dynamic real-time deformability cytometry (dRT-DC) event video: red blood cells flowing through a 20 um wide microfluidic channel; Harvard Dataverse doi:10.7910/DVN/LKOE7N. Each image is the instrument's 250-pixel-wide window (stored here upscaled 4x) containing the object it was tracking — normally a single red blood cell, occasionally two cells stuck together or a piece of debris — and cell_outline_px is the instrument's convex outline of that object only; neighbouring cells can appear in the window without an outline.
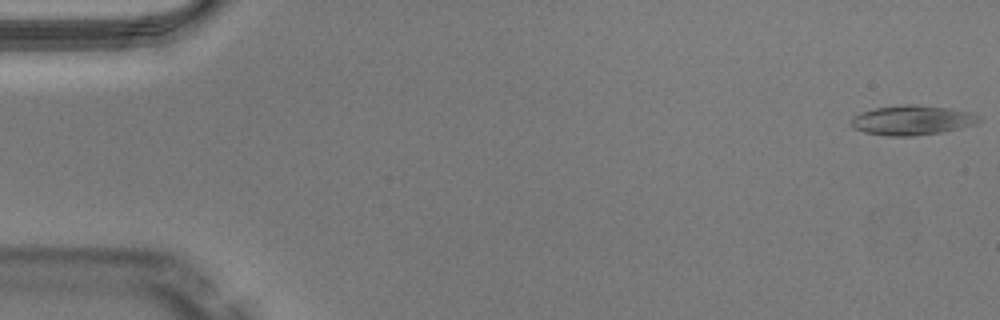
{"species": "Egyptian fruit bat (a non-hibernating species)", "species_latin": "Rousettus aegyptiacus", "temperature_condition": "warm", "stored_images_in_passage": 49, "camera_frame_rate_fps": 3000, "um_per_image_px": 0.085, "animal": {"sex": "male"}, "frame": {"image": 1, "passage_image": 1, "time_ms": 0.0, "image_size_px": [1000, 320], "cell_outline_px": [[984, 120], [976, 124], [960, 128], [940, 132], [916, 136], [888, 136], [864, 132], [852, 128], [852, 116], [860, 112], [876, 108], [904, 104], [916, 104], [948, 108], [972, 112], [980, 116]], "centroid_in_image_um": [77.56, 10.21], "position_along_channel_um": 7.4, "area_um2": 22.31}}
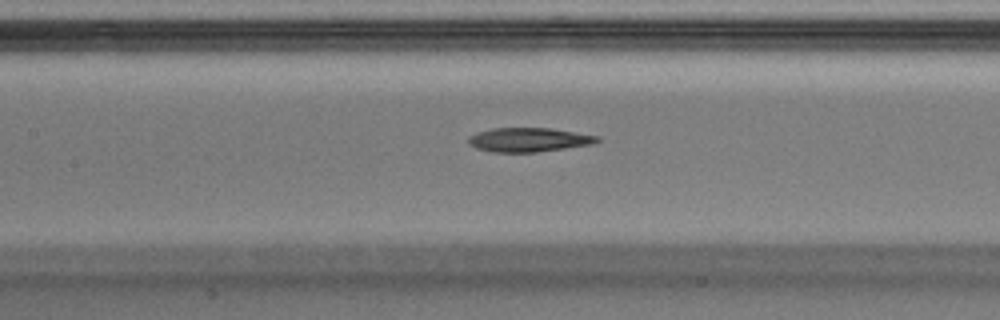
{"frame": {"image": 2, "passage_image": 23, "time_ms": 7.333, "image_size_px": [1000, 320], "cell_outline_px": [[600, 140], [592, 144], [536, 152], [492, 152], [476, 148], [468, 144], [468, 136], [492, 128], [548, 128], [600, 136]], "centroid_in_image_um": [44.92, 11.88], "position_along_channel_um": 162.5, "area_um2": 17.92}}
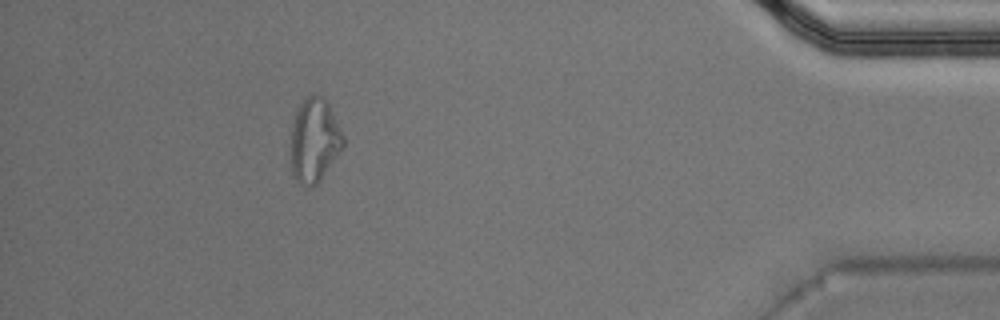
{"frame": {"image": 3, "passage_image": 45, "time_ms": 14.667, "image_size_px": [1000, 320], "cell_outline_px": [[344, 148], [320, 180], [316, 184], [300, 184], [296, 180], [292, 172], [292, 128], [296, 112], [300, 104], [308, 96], [320, 96], [328, 100], [344, 136]], "centroid_in_image_um": [26.77, 11.91], "position_along_channel_um": 408.4, "area_um2": 25.32}}